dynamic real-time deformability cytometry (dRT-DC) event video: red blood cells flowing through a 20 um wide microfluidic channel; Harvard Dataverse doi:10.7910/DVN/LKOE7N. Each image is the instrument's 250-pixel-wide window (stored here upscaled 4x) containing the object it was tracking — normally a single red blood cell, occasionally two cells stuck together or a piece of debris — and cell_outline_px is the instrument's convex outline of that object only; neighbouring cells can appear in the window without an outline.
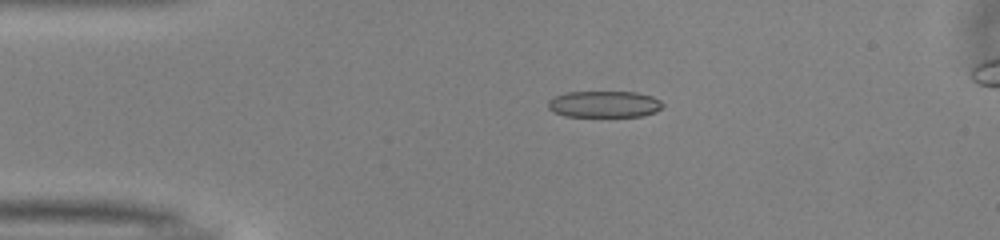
{"species": "common noctule bat (a hibernating species)", "species_latin": "Nyctalus noctula", "temperature_condition": "warm", "stored_images_in_passage": 42, "camera_frame_rate_fps": 3000, "um_per_image_px": 0.085, "animal": {"sex": "male", "body_mass_g": 13.0, "forearm_length_mm": 53.1}, "frame": {"image": 1, "passage_image": 1, "time_ms": 0.0, "image_size_px": [1000, 240], "cell_outline_px": [[664, 104], [656, 112], [644, 116], [564, 116], [548, 108], [548, 100], [564, 92], [636, 92], [652, 96], [660, 100]], "centroid_in_image_um": [51.38, 8.85], "position_along_channel_um": 33.6, "area_um2": 17.69}}
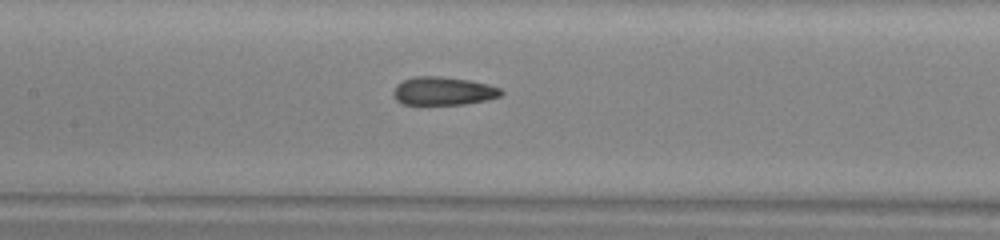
{"frame": {"image": 2, "passage_image": 14, "time_ms": 4.333, "image_size_px": [1000, 240], "cell_outline_px": [[504, 92], [500, 96], [484, 100], [464, 104], [404, 104], [396, 100], [392, 92], [396, 84], [404, 80], [416, 76], [440, 76], [468, 80], [488, 84], [500, 88]], "centroid_in_image_um": [37.66, 7.73], "position_along_channel_um": 169.7, "area_um2": 17.63}}
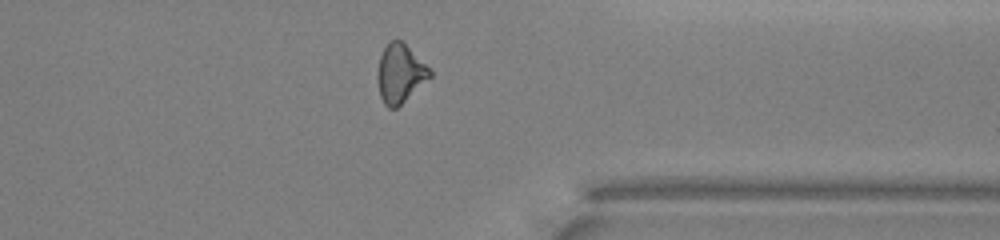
{"frame": {"image": 3, "passage_image": 30, "time_ms": 9.667, "image_size_px": [1000, 240], "cell_outline_px": [[432, 76], [396, 108], [388, 108], [384, 104], [380, 96], [376, 76], [380, 56], [388, 40], [396, 36], [404, 40], [432, 72]], "centroid_in_image_um": [33.98, 6.18], "position_along_channel_um": 377.4, "area_um2": 18.21}}